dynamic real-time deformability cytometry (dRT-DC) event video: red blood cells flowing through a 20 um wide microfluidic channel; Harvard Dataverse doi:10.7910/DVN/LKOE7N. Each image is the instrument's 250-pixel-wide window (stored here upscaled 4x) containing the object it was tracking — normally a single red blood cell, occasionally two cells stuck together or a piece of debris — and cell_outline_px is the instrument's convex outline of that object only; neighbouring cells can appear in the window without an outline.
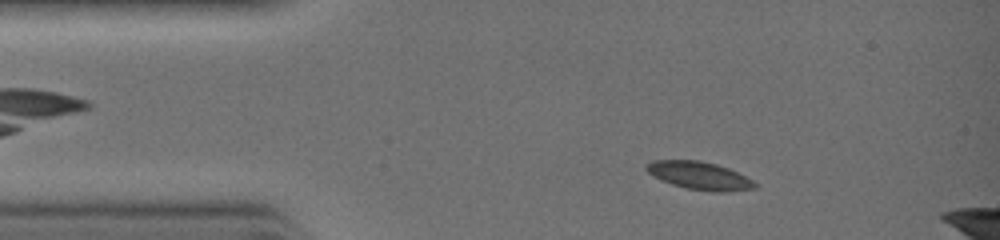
{"species": "common noctule bat (a hibernating species)", "species_latin": "Nyctalus noctula", "temperature_condition": "warm", "stored_images_in_passage": 29, "camera_frame_rate_fps": 3000, "um_per_image_px": 0.085, "animal": {"sex": "female", "body_mass_g": 19.0, "forearm_length_mm": 51.5}, "frame": {"image": 1, "passage_image": 4, "time_ms": 1.0, "image_size_px": [1000, 240], "cell_outline_px": [[756, 188], [724, 192], [716, 192], [688, 188], [672, 184], [660, 180], [652, 176], [644, 168], [644, 164], [652, 160], [700, 160], [716, 164], [728, 168], [752, 180], [756, 184]], "centroid_in_image_um": [59.39, 14.91], "position_along_channel_um": 25.6, "area_um2": 17.57}}
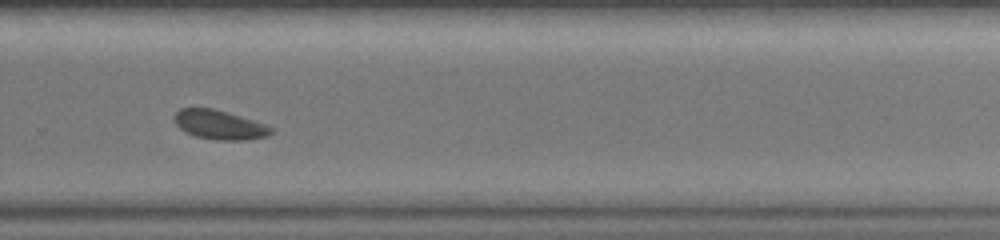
{"frame": {"image": 2, "passage_image": 21, "time_ms": 6.667, "image_size_px": [1000, 240], "cell_outline_px": [[272, 132], [268, 136], [248, 140], [216, 140], [196, 136], [184, 132], [176, 124], [176, 112], [180, 108], [212, 108], [228, 112], [268, 124], [272, 128]], "centroid_in_image_um": [18.7, 10.61], "position_along_channel_um": 311.1, "area_um2": 16.53}}
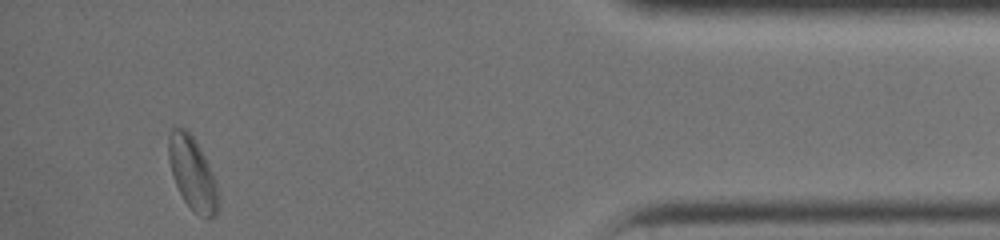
{"frame": {"image": 3, "passage_image": 29, "time_ms": 9.333, "image_size_px": [1000, 240], "cell_outline_px": [[220, 208], [216, 216], [204, 216], [196, 212], [184, 200], [176, 184], [172, 172], [168, 156], [168, 136], [172, 128], [184, 128], [196, 140], [208, 164], [216, 184], [220, 196]], "centroid_in_image_um": [16.38, 14.73], "position_along_channel_um": 418.8, "area_um2": 20.81}}